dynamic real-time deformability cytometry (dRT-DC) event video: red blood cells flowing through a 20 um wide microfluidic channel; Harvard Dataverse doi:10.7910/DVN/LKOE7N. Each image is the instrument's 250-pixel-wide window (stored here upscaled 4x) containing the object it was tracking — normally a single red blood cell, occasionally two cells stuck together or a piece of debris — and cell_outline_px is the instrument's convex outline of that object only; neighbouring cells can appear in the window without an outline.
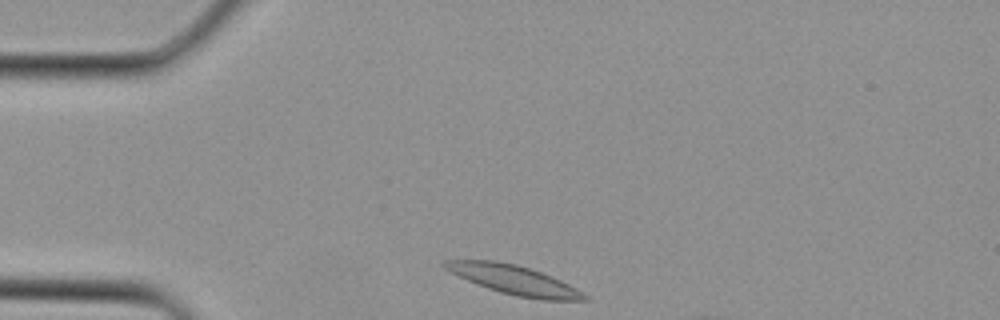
{"species": "Egyptian fruit bat (a non-hibernating species)", "species_latin": "Rousettus aegyptiacus", "temperature_condition": "cold", "stored_images_in_passage": 2, "camera_frame_rate_fps": 3000, "um_per_image_px": 0.085, "animal": {"sex": "female"}, "frame": {"image": 1, "passage_image": 1, "time_ms": 0.0, "image_size_px": [1000, 320], "cell_outline_px": [[592, 300], [540, 300], [516, 296], [500, 292], [476, 284], [444, 268], [440, 264], [444, 260], [496, 260], [516, 264], [552, 276], [576, 288], [588, 296]], "centroid_in_image_um": [43.7, 23.79], "position_along_channel_um": 41.3, "area_um2": 23.64}}